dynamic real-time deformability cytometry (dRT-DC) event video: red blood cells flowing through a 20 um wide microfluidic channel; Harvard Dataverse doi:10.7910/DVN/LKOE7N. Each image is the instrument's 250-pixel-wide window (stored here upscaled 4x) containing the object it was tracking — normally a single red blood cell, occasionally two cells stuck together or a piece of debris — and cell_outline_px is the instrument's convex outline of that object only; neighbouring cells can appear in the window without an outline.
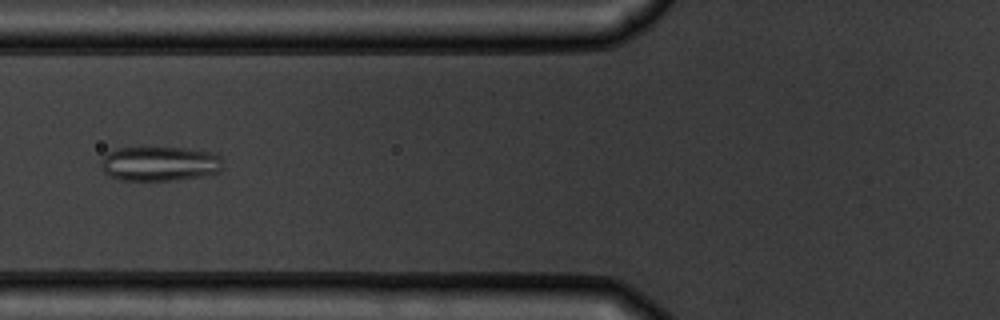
{"species": "common noctule bat (a hibernating species)", "species_latin": "Nyctalus noctula", "temperature_condition": "warm", "stored_images_in_passage": 6, "camera_frame_rate_fps": 3000, "um_per_image_px": 0.085, "animal": {"sex": "male", "body_mass_g": 19.5, "forearm_length_mm": 54.6}, "frame": {"image": 1, "passage_image": 6, "time_ms": 6.667, "image_size_px": [1000, 320], "cell_outline_px": [[224, 168], [220, 172], [200, 176], [176, 180], [120, 180], [104, 172], [100, 164], [104, 156], [108, 152], [116, 148], [188, 148], [216, 152], [220, 156]], "centroid_in_image_um": [13.63, 13.91], "position_along_channel_um": 112.2, "area_um2": 24.74}}